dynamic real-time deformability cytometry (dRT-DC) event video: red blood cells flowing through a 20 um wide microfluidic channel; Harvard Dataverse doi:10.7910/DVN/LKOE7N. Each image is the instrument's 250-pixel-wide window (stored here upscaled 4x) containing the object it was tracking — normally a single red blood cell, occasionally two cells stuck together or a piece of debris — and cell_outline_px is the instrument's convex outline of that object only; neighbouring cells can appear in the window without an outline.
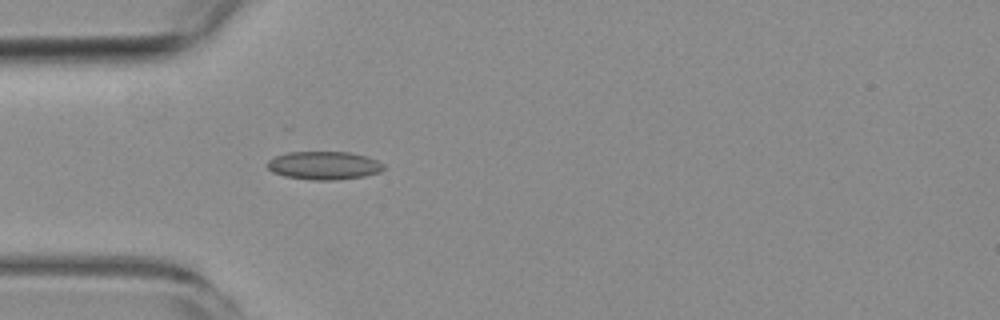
{"species": "common noctule bat (a hibernating species)", "species_latin": "Nyctalus noctula", "temperature_condition": "room temperature", "stored_images_in_passage": 3, "camera_frame_rate_fps": 3000, "um_per_image_px": 0.085, "animal": {"sex": "female", "body_mass_g": 19.3, "forearm_length_mm": 54.1}, "frame": {"image": 1, "passage_image": 3, "time_ms": 2.0, "image_size_px": [1000, 320], "cell_outline_px": [[384, 168], [380, 172], [364, 176], [332, 180], [312, 180], [284, 176], [272, 172], [268, 168], [268, 160], [276, 156], [288, 152], [348, 152], [368, 156], [384, 164]], "centroid_in_image_um": [27.54, 14.06], "position_along_channel_um": 57.5, "area_um2": 19.07}}